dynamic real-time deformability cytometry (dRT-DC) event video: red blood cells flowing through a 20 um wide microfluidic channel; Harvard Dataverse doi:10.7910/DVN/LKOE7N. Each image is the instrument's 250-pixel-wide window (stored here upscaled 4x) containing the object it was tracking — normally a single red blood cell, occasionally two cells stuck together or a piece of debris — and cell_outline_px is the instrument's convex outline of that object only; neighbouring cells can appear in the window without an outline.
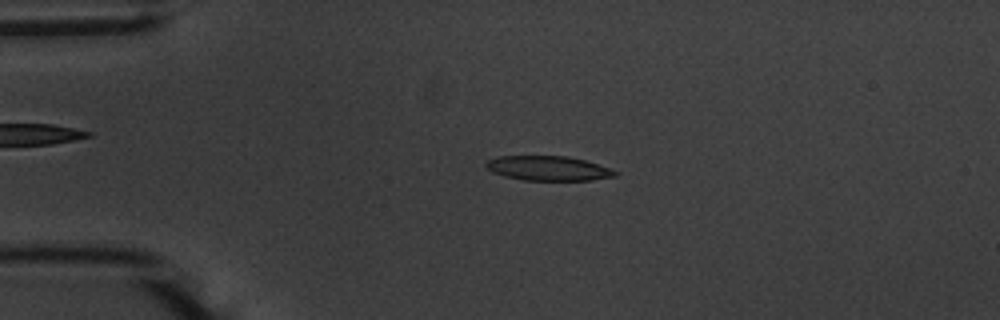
{"species": "common noctule bat (a hibernating species)", "species_latin": "Nyctalus noctula", "temperature_condition": "warm", "stored_images_in_passage": 54, "camera_frame_rate_fps": 3000, "um_per_image_px": 0.085, "animal": {"sex": "male", "body_mass_g": 20.1, "forearm_length_mm": 53.5}, "frame": {"image": 1, "passage_image": 12, "time_ms": 3.667, "image_size_px": [1000, 320], "cell_outline_px": [[620, 172], [616, 176], [592, 180], [524, 180], [504, 176], [492, 172], [484, 164], [488, 160], [496, 156], [568, 156], [584, 160]], "centroid_in_image_um": [46.58, 14.3], "position_along_channel_um": 38.4, "area_um2": 18.44}}
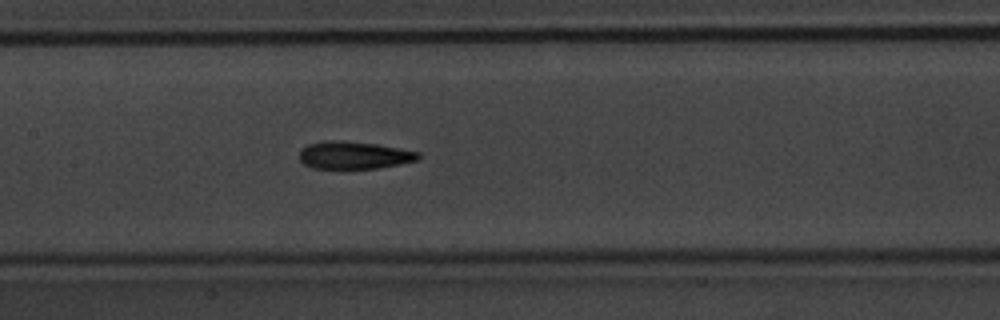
{"frame": {"image": 2, "passage_image": 26, "time_ms": 8.333, "image_size_px": [1000, 320], "cell_outline_px": [[420, 160], [400, 164], [376, 168], [312, 168], [304, 164], [300, 160], [300, 148], [308, 144], [324, 140], [332, 140], [376, 144], [420, 152]], "centroid_in_image_um": [30.08, 13.19], "position_along_channel_um": 177.3, "area_um2": 19.02}}
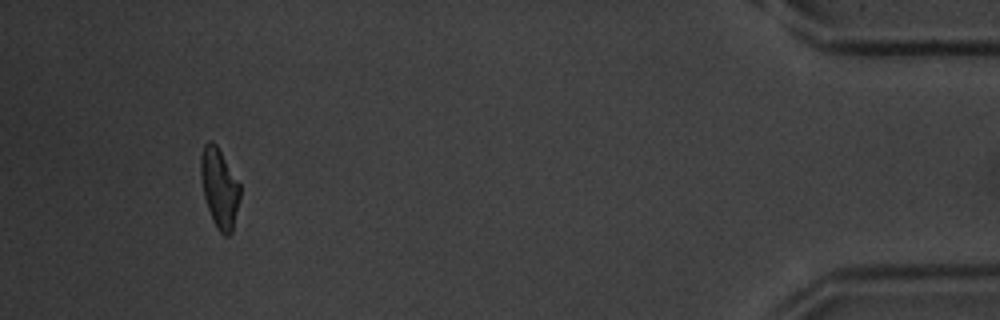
{"frame": {"image": 3, "passage_image": 51, "time_ms": 16.667, "image_size_px": [1000, 320], "cell_outline_px": [[240, 196], [232, 232], [228, 236], [224, 236], [216, 228], [212, 220], [204, 196], [200, 176], [200, 156], [204, 144], [208, 140], [212, 140], [216, 144], [240, 184]], "centroid_in_image_um": [18.63, 15.97], "position_along_channel_um": 416.6, "area_um2": 18.21}, "authors_computed_cell_mechanics": {"area_um2": 18.9295, "velocity_mm_per_s": 3.6644, "shape_relaxation_time_tau1_ms": 4.2384, "shape_relaxation_time_tau2_ms": 2.2398, "deformation_change_tau1": 0.1682, "deformation_change_tau2": 0.1036}}